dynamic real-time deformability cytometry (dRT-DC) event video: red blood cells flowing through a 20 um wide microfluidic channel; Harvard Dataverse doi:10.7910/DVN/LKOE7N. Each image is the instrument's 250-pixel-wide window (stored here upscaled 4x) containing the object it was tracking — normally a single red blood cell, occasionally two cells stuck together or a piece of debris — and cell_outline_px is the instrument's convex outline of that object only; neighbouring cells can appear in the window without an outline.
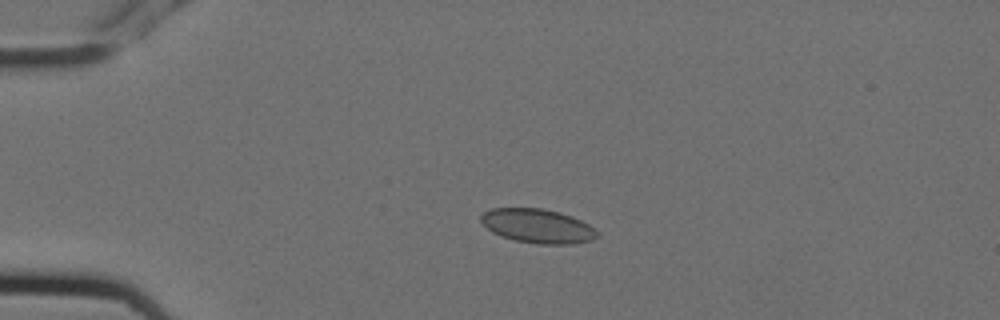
{"species": "Egyptian fruit bat (a non-hibernating species)", "species_latin": "Rousettus aegyptiacus", "temperature_condition": "cold", "stored_images_in_passage": 4, "camera_frame_rate_fps": 3000, "um_per_image_px": 0.085, "animal": {"sex": "female"}, "frame": {"image": 1, "passage_image": 3, "time_ms": 0.667, "image_size_px": [1000, 320], "cell_outline_px": [[600, 236], [592, 240], [572, 244], [536, 244], [516, 240], [500, 236], [492, 232], [480, 220], [480, 216], [484, 212], [492, 208], [540, 208], [560, 212], [572, 216], [588, 224], [600, 232]], "centroid_in_image_um": [45.73, 19.21], "position_along_channel_um": 39.3, "area_um2": 23.24}}